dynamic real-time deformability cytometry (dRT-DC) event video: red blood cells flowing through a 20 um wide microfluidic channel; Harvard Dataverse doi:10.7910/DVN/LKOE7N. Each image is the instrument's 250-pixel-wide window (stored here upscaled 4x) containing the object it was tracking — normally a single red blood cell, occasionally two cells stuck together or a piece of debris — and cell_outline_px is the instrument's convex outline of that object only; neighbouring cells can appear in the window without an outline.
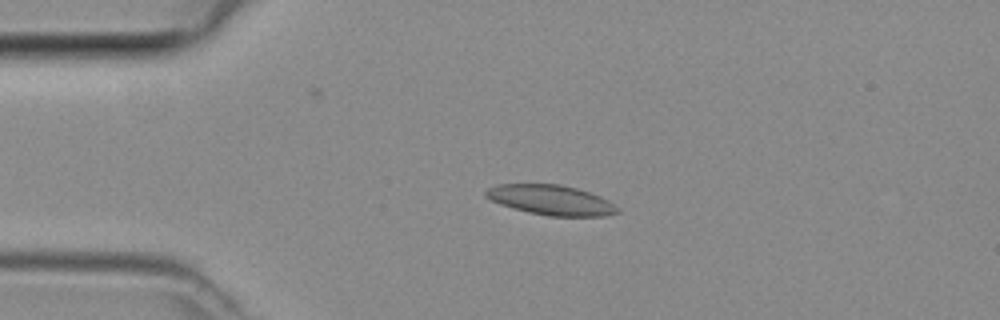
{"species": "common noctule bat (a hibernating species)", "species_latin": "Nyctalus noctula", "temperature_condition": "room temperature", "stored_images_in_passage": 40, "camera_frame_rate_fps": 3000, "um_per_image_px": 0.085, "animal": {"sex": "female", "body_mass_g": 29.2, "forearm_length_mm": 56.3}, "frame": {"image": 1, "passage_image": 10, "time_ms": 3.0, "image_size_px": [1000, 320], "cell_outline_px": [[620, 212], [604, 216], [548, 216], [528, 212], [512, 208], [500, 204], [484, 196], [484, 192], [488, 188], [496, 184], [560, 184], [576, 188], [600, 196], [608, 200], [620, 208]], "centroid_in_image_um": [46.83, 17.0], "position_along_channel_um": 38.2, "area_um2": 23.06}}
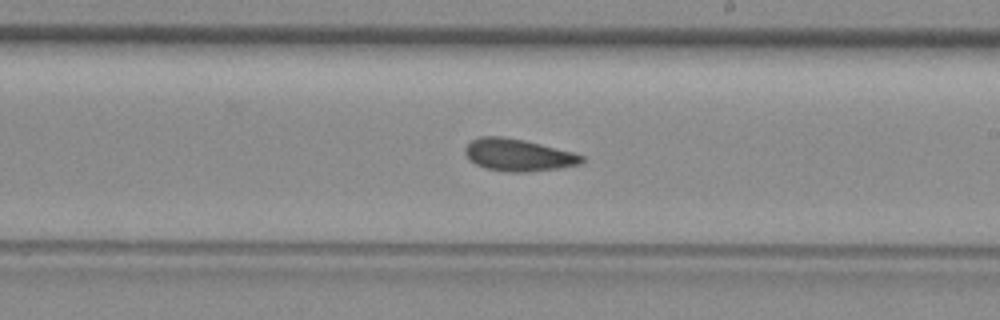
{"frame": {"image": 2, "passage_image": 26, "time_ms": 8.333, "image_size_px": [1000, 320], "cell_outline_px": [[584, 160], [580, 164], [560, 168], [528, 172], [512, 172], [484, 168], [476, 164], [464, 152], [464, 148], [472, 140], [480, 136], [500, 136], [524, 140], [572, 152], [584, 156]], "centroid_in_image_um": [44.05, 13.18], "position_along_channel_um": 244.9, "area_um2": 21.68}}
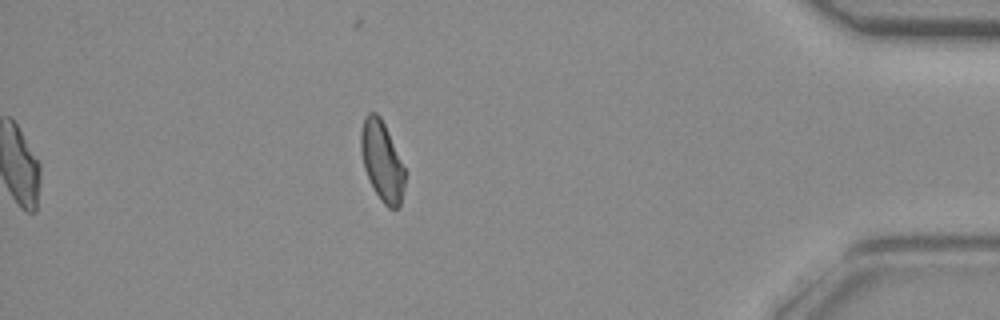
{"frame": {"image": 3, "passage_image": 40, "time_ms": 13.0, "image_size_px": [1000, 320], "cell_outline_px": [[404, 188], [400, 204], [396, 208], [388, 208], [380, 200], [364, 168], [360, 148], [360, 132], [364, 120], [368, 112], [376, 112], [380, 116], [384, 124], [404, 168]], "centroid_in_image_um": [32.45, 13.69], "position_along_channel_um": 402.8, "area_um2": 19.94}}